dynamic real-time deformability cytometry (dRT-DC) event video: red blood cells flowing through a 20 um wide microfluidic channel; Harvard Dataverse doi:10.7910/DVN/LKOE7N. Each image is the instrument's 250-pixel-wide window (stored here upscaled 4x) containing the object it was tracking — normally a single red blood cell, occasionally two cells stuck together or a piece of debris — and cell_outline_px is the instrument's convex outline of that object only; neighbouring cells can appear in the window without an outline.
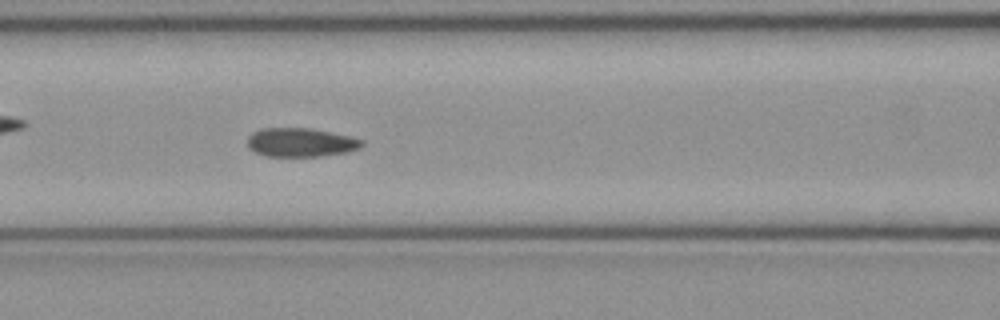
{"species": "common noctule bat (a hibernating species)", "species_latin": "Nyctalus noctula", "temperature_condition": "cold", "stored_images_in_passage": 53, "camera_frame_rate_fps": 3000, "um_per_image_px": 0.085, "animal": {"sex": "female", "body_mass_g": 21.9}, "frame": {"image": 1, "passage_image": 22, "time_ms": 7.0, "image_size_px": [1000, 320], "cell_outline_px": [[364, 144], [360, 148], [348, 152], [320, 156], [264, 156], [252, 152], [248, 148], [248, 136], [252, 132], [260, 128], [308, 128], [348, 136], [364, 140]], "centroid_in_image_um": [25.52, 12.11], "position_along_channel_um": 141.1, "area_um2": 19.31}}
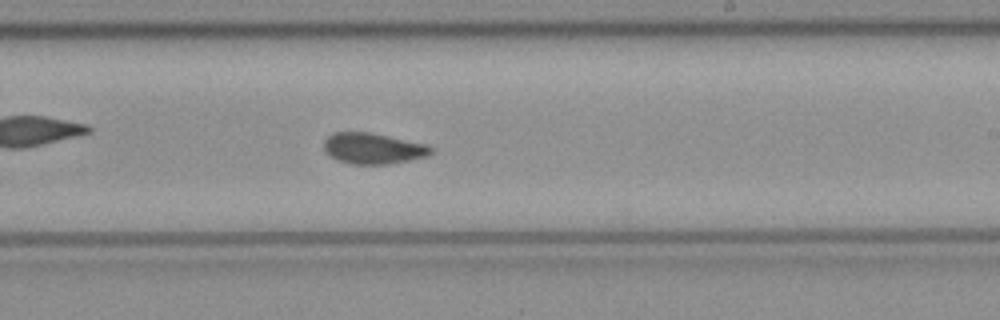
{"frame": {"image": 2, "passage_image": 31, "time_ms": 10.0, "image_size_px": [1000, 320], "cell_outline_px": [[436, 152], [432, 156], [388, 164], [352, 164], [336, 160], [328, 156], [324, 152], [324, 140], [332, 132], [368, 132], [428, 144]], "centroid_in_image_um": [31.74, 12.62], "position_along_channel_um": 257.3, "area_um2": 19.71}}
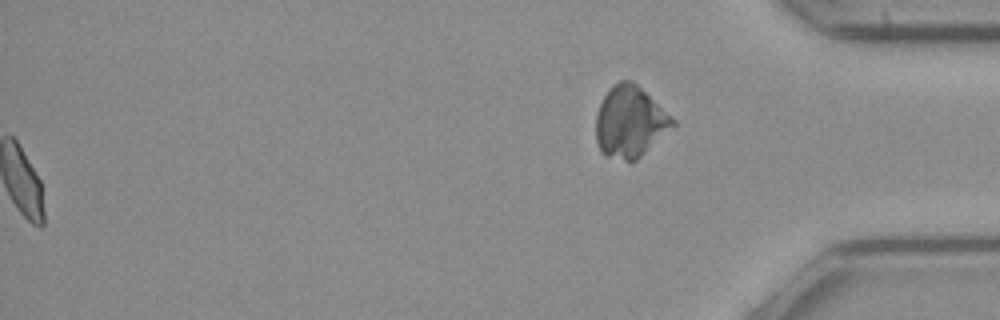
{"frame": {"image": 3, "passage_image": 53, "time_ms": 17.333, "image_size_px": [1000, 320], "cell_outline_px": [[676, 124], [636, 160], [624, 160], [604, 156], [600, 152], [596, 140], [596, 112], [608, 88], [612, 84], [620, 80], [632, 80], [676, 120]], "centroid_in_image_um": [53.52, 10.34], "position_along_channel_um": 381.7, "area_um2": 31.79}, "authors_computed_cell_mechanics": {"area_um2": 19.4208, "velocity_mm_per_s": 3.8911, "shape_relaxation_time_tau1_ms": null, "shape_relaxation_time_tau2_ms": 1.1675, "deformation_change_tau1": null, "deformation_change_tau2": 0.0498}}